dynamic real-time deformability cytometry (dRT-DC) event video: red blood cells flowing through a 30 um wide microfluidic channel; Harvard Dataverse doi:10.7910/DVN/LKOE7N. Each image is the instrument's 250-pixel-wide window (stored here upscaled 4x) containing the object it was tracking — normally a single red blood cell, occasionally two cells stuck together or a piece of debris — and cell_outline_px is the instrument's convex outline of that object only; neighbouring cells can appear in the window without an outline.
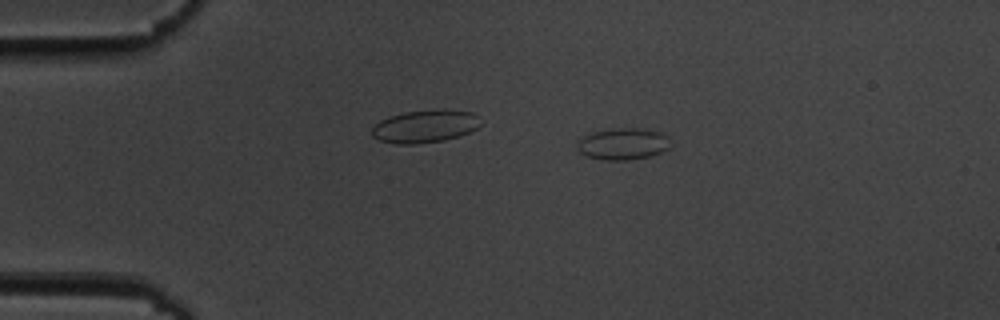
{"species": "common noctule bat (a hibernating species)", "species_latin": "Nyctalus noctula", "temperature_condition": "cold", "stored_images_in_passage": 49, "camera_frame_rate_fps": 3000, "um_per_image_px": 0.085, "animal": {"sex": "male", "body_mass_g": 19.5, "forearm_length_mm": 54.6}, "frame": {"image": 1, "passage_image": 5, "time_ms": 1.333, "image_size_px": [1000, 320], "cell_outline_px": [[668, 148], [652, 156], [628, 160], [604, 160], [588, 156], [580, 152], [576, 148], [580, 140], [584, 136], [592, 132], [612, 128], [636, 128], [656, 132], [668, 136]], "centroid_in_image_um": [52.92, 12.24], "position_along_channel_um": 32.1, "area_um2": 16.94}}
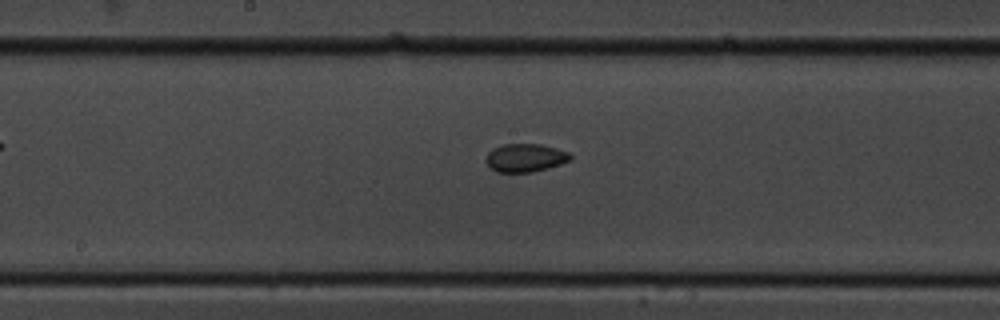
{"frame": {"image": 2, "passage_image": 23, "time_ms": 7.333, "image_size_px": [1000, 320], "cell_outline_px": [[572, 160], [548, 168], [532, 172], [496, 172], [484, 160], [488, 152], [492, 148], [504, 144], [540, 144], [556, 148], [568, 152], [572, 156]], "centroid_in_image_um": [44.65, 13.41], "position_along_channel_um": 203.6, "area_um2": 13.93}}
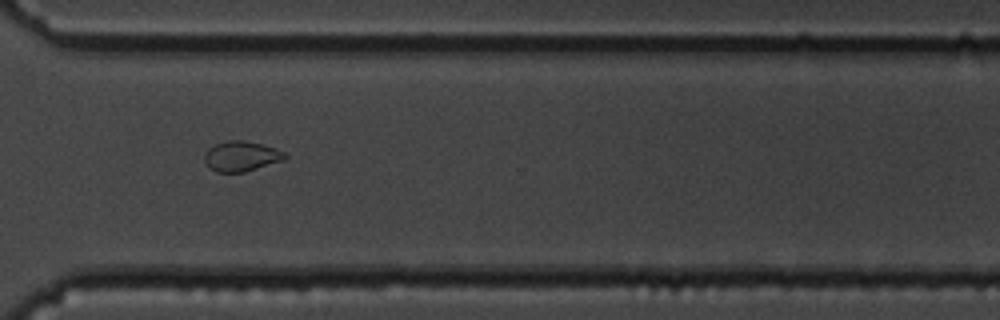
{"frame": {"image": 3, "passage_image": 35, "time_ms": 11.333, "image_size_px": [1000, 320], "cell_outline_px": [[288, 156], [284, 160], [244, 172], [216, 172], [204, 160], [204, 152], [208, 148], [216, 144], [228, 140], [244, 140], [276, 148], [284, 152]], "centroid_in_image_um": [20.52, 13.27], "position_along_channel_um": 350.1, "area_um2": 14.05}, "authors_computed_cell_mechanics": {"area_um2": 14.3922, "velocity_mm_per_s": 3.6619, "shape_relaxation_time_tau1_ms": null, "shape_relaxation_time_tau2_ms": 1.638, "deformation_change_tau1": null, "deformation_change_tau2": 0.0396}}